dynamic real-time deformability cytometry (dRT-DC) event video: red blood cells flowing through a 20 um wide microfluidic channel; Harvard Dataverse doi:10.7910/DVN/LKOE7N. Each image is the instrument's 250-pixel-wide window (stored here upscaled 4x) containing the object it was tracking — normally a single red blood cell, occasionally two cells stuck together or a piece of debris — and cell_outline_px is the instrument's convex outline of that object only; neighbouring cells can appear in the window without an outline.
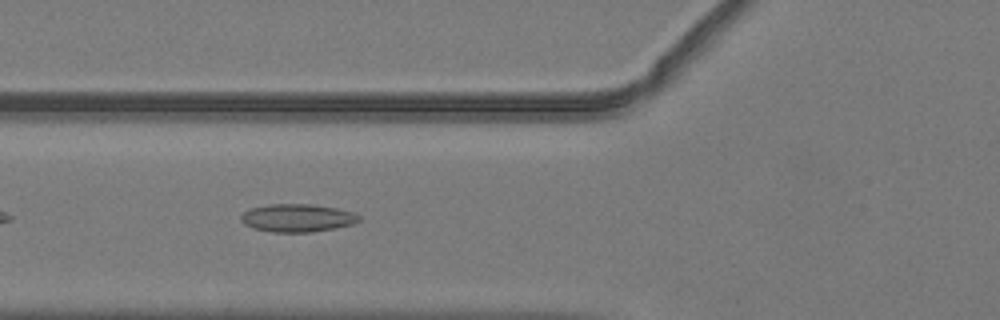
{"species": "common noctule bat (a hibernating species)", "species_latin": "Nyctalus noctula", "temperature_condition": "warm", "stored_images_in_passage": 38, "camera_frame_rate_fps": 3000, "um_per_image_px": 0.085, "animal": {"sex": "male", "body_mass_g": 19.2, "forearm_length_mm": 51.8}, "frame": {"image": 1, "passage_image": 6, "time_ms": 1.667, "image_size_px": [1000, 320], "cell_outline_px": [[360, 220], [352, 224], [336, 228], [312, 232], [272, 232], [252, 228], [244, 224], [240, 220], [240, 216], [244, 212], [252, 208], [268, 204], [312, 204], [336, 208], [352, 212], [360, 216]], "centroid_in_image_um": [25.26, 18.53], "position_along_channel_um": 100.5, "area_um2": 19.25}}
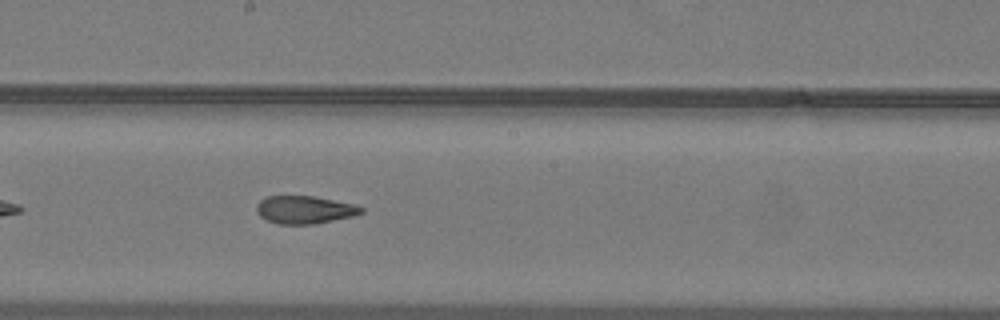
{"frame": {"image": 2, "passage_image": 15, "time_ms": 4.667, "image_size_px": [1000, 320], "cell_outline_px": [[364, 212], [352, 216], [312, 224], [280, 224], [268, 220], [260, 216], [256, 212], [256, 204], [260, 200], [268, 196], [312, 196], [356, 204], [364, 208]], "centroid_in_image_um": [25.89, 17.82], "position_along_channel_um": 222.3, "area_um2": 16.88}}
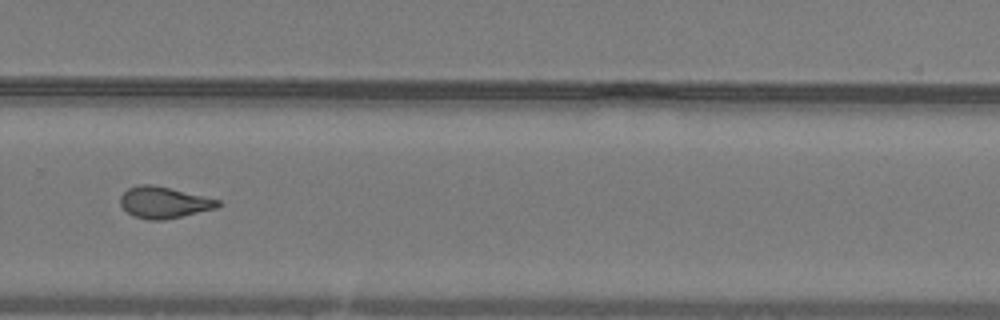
{"frame": {"image": 3, "passage_image": 22, "time_ms": 7.0, "image_size_px": [1000, 320], "cell_outline_px": [[220, 204], [216, 208], [164, 220], [148, 220], [132, 216], [120, 204], [120, 196], [128, 188], [140, 184], [152, 184], [204, 196], [220, 200]], "centroid_in_image_um": [13.9, 17.21], "position_along_channel_um": 315.9, "area_um2": 17.74}, "authors_computed_cell_mechanics": {"area_um2": 17.8891, "velocity_mm_per_s": 4.04, "shape_relaxation_time_tau1_ms": null, "shape_relaxation_time_tau2_ms": 1.9226, "deformation_change_tau1": null, "deformation_change_tau2": 0.0842}}